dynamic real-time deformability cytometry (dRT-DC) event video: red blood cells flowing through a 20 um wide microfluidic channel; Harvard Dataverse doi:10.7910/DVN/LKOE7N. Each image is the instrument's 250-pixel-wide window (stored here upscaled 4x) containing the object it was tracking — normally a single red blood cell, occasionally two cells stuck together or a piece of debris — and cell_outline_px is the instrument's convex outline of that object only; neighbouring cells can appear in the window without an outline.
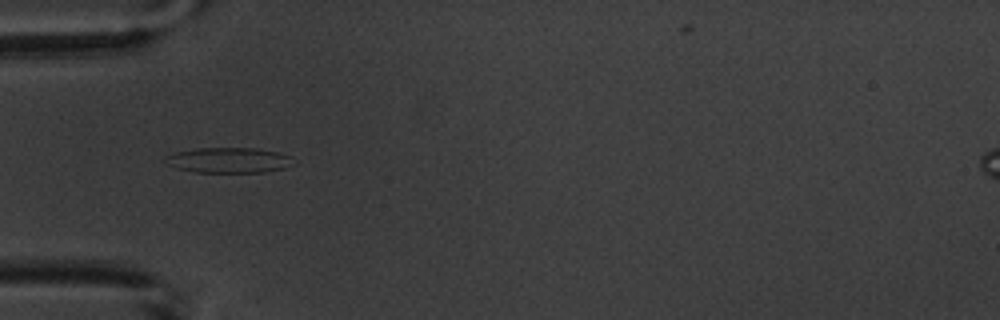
{"species": "common noctule bat (a hibernating species)", "species_latin": "Nyctalus noctula", "temperature_condition": "warm", "stored_images_in_passage": 3, "camera_frame_rate_fps": 3000, "um_per_image_px": 0.085, "animal": {"sex": "male", "body_mass_g": 20.1, "forearm_length_mm": 53.5}, "frame": {"image": 1, "passage_image": 2, "time_ms": 1.0, "image_size_px": [1000, 320], "cell_outline_px": [[296, 164], [284, 168], [264, 172], [196, 172], [176, 168], [164, 160], [164, 156], [176, 152], [196, 148], [252, 148], [276, 152], [292, 156], [296, 160]], "centroid_in_image_um": [19.49, 13.62], "position_along_channel_um": 65.5, "area_um2": 18.96}}